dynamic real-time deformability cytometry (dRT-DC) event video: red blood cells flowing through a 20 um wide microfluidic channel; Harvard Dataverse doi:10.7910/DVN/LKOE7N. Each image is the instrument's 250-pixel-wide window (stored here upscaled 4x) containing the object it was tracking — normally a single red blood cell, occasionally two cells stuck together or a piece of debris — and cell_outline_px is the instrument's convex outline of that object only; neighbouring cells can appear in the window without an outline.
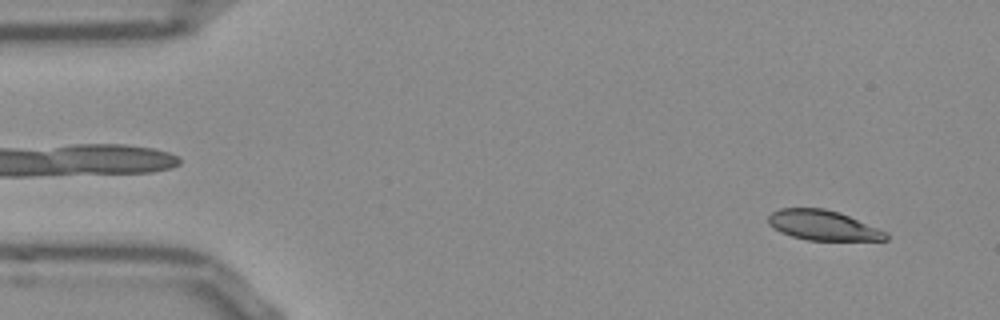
{"species": "Egyptian fruit bat (a non-hibernating species)", "species_latin": "Rousettus aegyptiacus", "temperature_condition": "room temperature", "stored_images_in_passage": 49, "camera_frame_rate_fps": 3000, "um_per_image_px": 0.085, "frame": {"image": 1, "passage_image": 1, "time_ms": 0.0, "image_size_px": [1000, 320], "cell_outline_px": [[888, 240], [808, 240], [792, 236], [780, 232], [768, 224], [768, 216], [772, 212], [780, 208], [824, 208], [840, 212], [888, 232]], "centroid_in_image_um": [69.96, 19.14], "position_along_channel_um": 15.0, "area_um2": 20.58}}
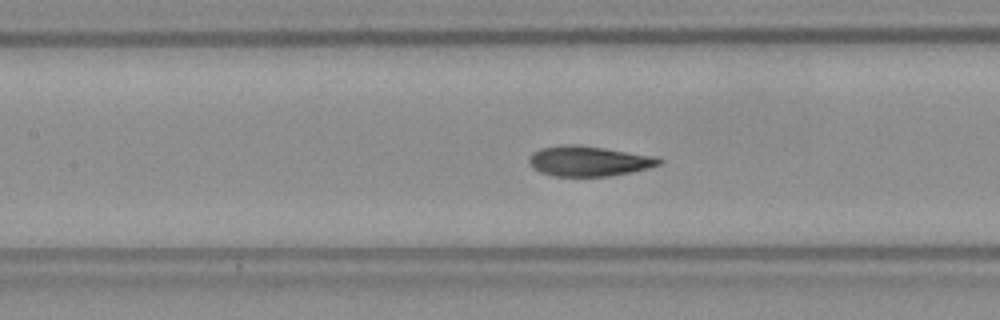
{"frame": {"image": 2, "passage_image": 20, "time_ms": 6.333, "image_size_px": [1000, 320], "cell_outline_px": [[664, 160], [660, 164], [648, 168], [608, 176], [556, 176], [540, 172], [532, 168], [528, 160], [532, 152], [540, 148], [564, 144], [572, 144], [604, 148], [656, 156]], "centroid_in_image_um": [50.02, 13.68], "position_along_channel_um": 157.4, "area_um2": 22.77}}
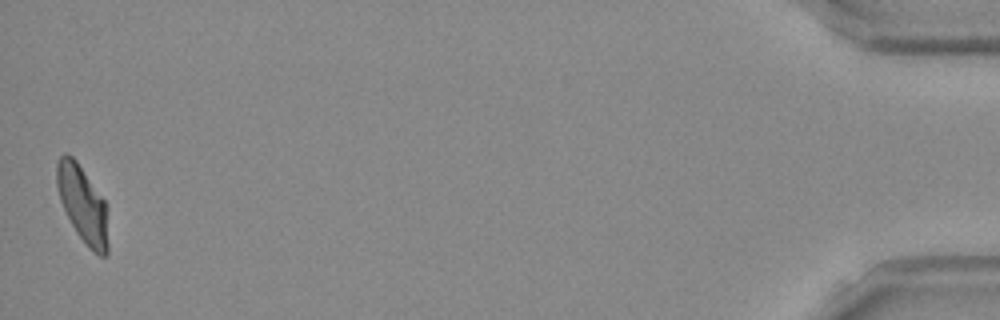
{"frame": {"image": 3, "passage_image": 49, "time_ms": 16.0, "image_size_px": [1000, 320], "cell_outline_px": [[108, 252], [104, 256], [100, 256], [92, 252], [88, 248], [76, 232], [60, 200], [56, 184], [56, 164], [60, 156], [64, 152], [68, 152], [76, 160], [104, 200], [108, 244]], "centroid_in_image_um": [7.0, 17.35], "position_along_channel_um": 428.2, "area_um2": 22.66}, "authors_computed_cell_mechanics": {"area_um2": 22.831, "velocity_mm_per_s": 3.8255, "shape_relaxation_time_tau1_ms": 4.709, "shape_relaxation_time_tau2_ms": 0.9547, "deformation_change_tau1": 0.161, "deformation_change_tau2": 0.055}}